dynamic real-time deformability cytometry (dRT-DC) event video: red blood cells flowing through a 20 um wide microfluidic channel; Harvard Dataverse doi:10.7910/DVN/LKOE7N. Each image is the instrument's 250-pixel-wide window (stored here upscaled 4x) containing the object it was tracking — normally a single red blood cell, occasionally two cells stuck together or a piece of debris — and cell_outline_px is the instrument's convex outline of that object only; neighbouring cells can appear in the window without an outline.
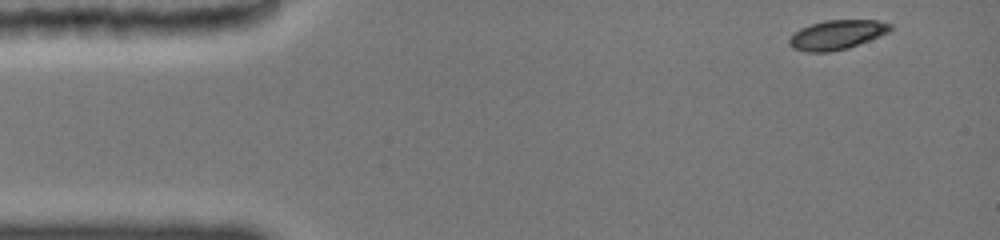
{"species": "common noctule bat (a hibernating species)", "species_latin": "Nyctalus noctula", "temperature_condition": "cold", "stored_images_in_passage": 10, "camera_frame_rate_fps": 3000, "um_per_image_px": 0.085, "animal": {"sex": "female", "body_mass_g": 19.0, "forearm_length_mm": 51.5}, "frame": {"image": 1, "passage_image": 1, "time_ms": 0.0, "image_size_px": [1000, 240], "cell_outline_px": [[892, 28], [888, 32], [848, 48], [828, 52], [808, 52], [792, 48], [788, 44], [788, 40], [800, 28], [824, 20], [876, 20], [892, 24]], "centroid_in_image_um": [71.11, 2.95], "position_along_channel_um": 13.9, "area_um2": 17.11}}